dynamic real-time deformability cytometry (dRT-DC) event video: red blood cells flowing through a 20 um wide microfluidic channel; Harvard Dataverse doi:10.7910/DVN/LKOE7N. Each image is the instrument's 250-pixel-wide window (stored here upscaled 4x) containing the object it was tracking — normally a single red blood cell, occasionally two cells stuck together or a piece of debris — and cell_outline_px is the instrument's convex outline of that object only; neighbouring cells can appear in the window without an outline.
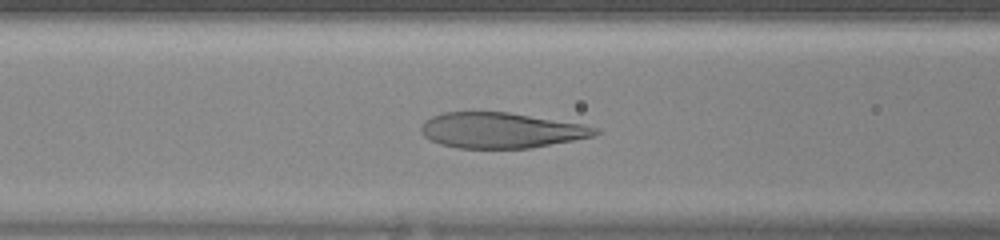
{"species": "human", "species_latin": "Homo sapiens", "temperature_condition": "warm", "stored_images_in_passage": 35, "camera_frame_rate_fps": 3000, "um_per_image_px": 0.085, "donor": {"sex": "female"}, "frame": {"image": 1, "passage_image": 12, "time_ms": 3.667, "image_size_px": [1000, 240], "cell_outline_px": [[600, 132], [596, 136], [532, 148], [456, 148], [440, 144], [424, 136], [420, 132], [420, 128], [424, 120], [432, 116], [444, 112], [508, 112], [584, 124], [600, 128]], "centroid_in_image_um": [42.62, 11.08], "position_along_channel_um": 124.0, "area_um2": 36.3}}
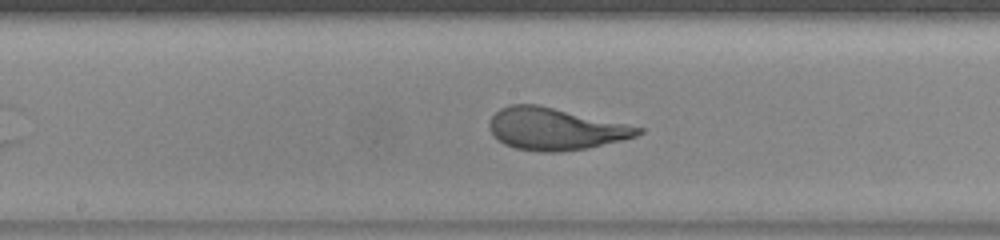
{"frame": {"image": 2, "passage_image": 17, "time_ms": 5.333, "image_size_px": [1000, 240], "cell_outline_px": [[644, 132], [636, 136], [588, 148], [556, 152], [540, 152], [516, 148], [504, 144], [488, 128], [488, 124], [492, 116], [500, 108], [512, 104], [536, 104], [644, 128]], "centroid_in_image_um": [47.17, 10.96], "position_along_channel_um": 201.0, "area_um2": 35.95}}
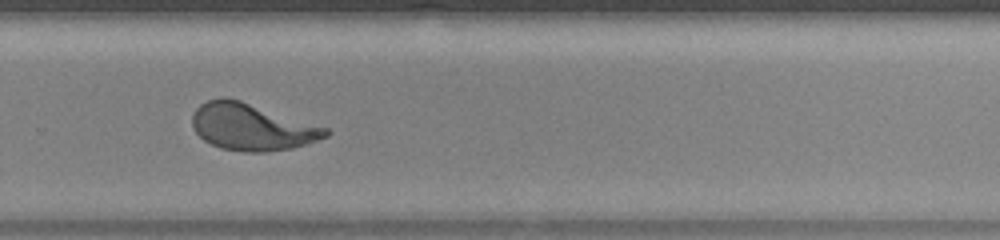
{"frame": {"image": 3, "passage_image": 24, "time_ms": 7.667, "image_size_px": [1000, 240], "cell_outline_px": [[332, 132], [328, 136], [292, 148], [264, 152], [240, 152], [220, 148], [204, 140], [196, 132], [192, 124], [192, 112], [200, 104], [208, 100], [220, 96], [224, 96], [240, 100], [328, 128]], "centroid_in_image_um": [21.38, 10.78], "position_along_channel_um": 308.4, "area_um2": 36.41}}